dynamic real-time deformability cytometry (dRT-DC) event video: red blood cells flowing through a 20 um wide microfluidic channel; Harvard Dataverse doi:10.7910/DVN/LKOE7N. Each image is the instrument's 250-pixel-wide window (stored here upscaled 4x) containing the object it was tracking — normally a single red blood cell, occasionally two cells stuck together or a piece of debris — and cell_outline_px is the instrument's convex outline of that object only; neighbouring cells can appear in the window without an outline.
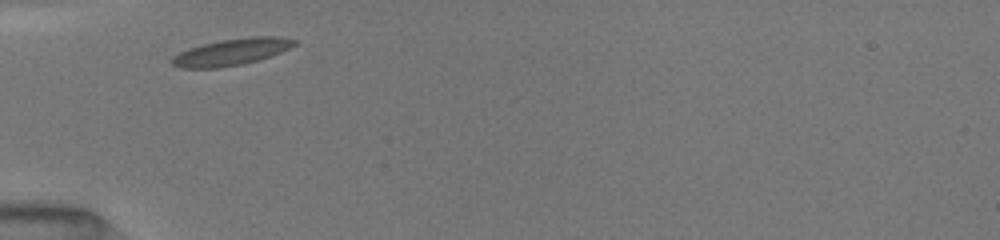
{"species": "common noctule bat (a hibernating species)", "species_latin": "Nyctalus noctula", "temperature_condition": "room temperature", "stored_images_in_passage": 8, "camera_frame_rate_fps": 3000, "um_per_image_px": 0.085, "animal": {"sex": "female", "body_mass_g": 19.5, "forearm_length_mm": 54.1}, "frame": {"image": 1, "passage_image": 1, "time_ms": 0.0, "image_size_px": [1000, 240], "cell_outline_px": [[296, 44], [272, 56], [244, 64], [220, 68], [180, 68], [172, 64], [172, 56], [188, 48], [220, 40], [248, 36], [280, 36], [296, 40]], "centroid_in_image_um": [19.68, 4.42], "position_along_channel_um": 65.3, "area_um2": 19.13}}
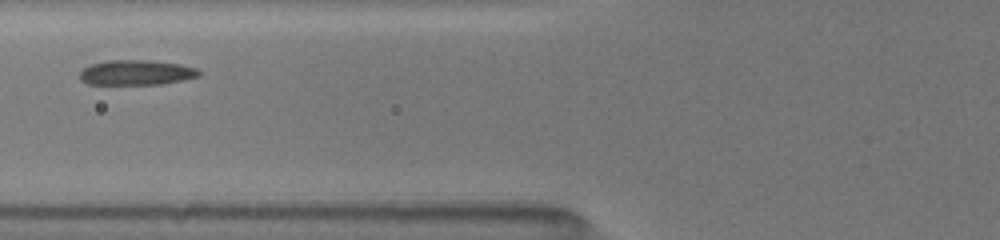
{"frame": {"image": 2, "passage_image": 4, "time_ms": 1.333, "image_size_px": [1000, 240], "cell_outline_px": [[200, 76], [184, 80], [160, 84], [88, 84], [80, 80], [80, 72], [84, 68], [92, 64], [108, 60], [148, 60], [180, 64], [196, 68], [200, 72]], "centroid_in_image_um": [11.6, 6.17], "position_along_channel_um": 114.2, "area_um2": 17.34}}
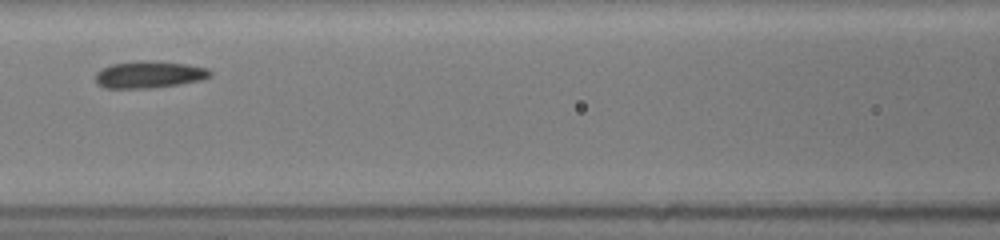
{"frame": {"image": 3, "passage_image": 6, "time_ms": 2.333, "image_size_px": [1000, 240], "cell_outline_px": [[212, 76], [200, 80], [180, 84], [152, 88], [104, 88], [96, 84], [96, 72], [112, 64], [136, 60], [152, 60], [188, 64], [208, 68], [212, 72]], "centroid_in_image_um": [12.69, 6.33], "position_along_channel_um": 153.9, "area_um2": 18.26}}